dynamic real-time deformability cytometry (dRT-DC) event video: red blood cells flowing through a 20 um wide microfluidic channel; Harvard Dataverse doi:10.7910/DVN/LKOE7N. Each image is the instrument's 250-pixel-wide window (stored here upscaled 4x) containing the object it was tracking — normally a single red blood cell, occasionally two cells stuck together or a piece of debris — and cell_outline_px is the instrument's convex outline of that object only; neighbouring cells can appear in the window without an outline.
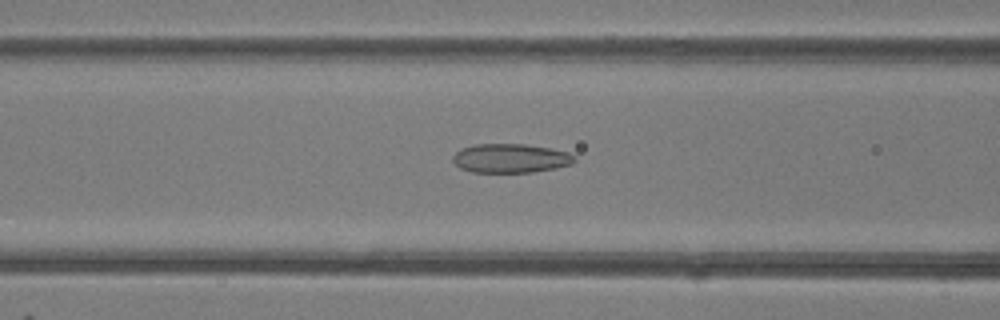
{"species": "common noctule bat (a hibernating species)", "species_latin": "Nyctalus noctula", "temperature_condition": "room temperature", "stored_images_in_passage": 37, "camera_frame_rate_fps": 3000, "um_per_image_px": 0.085, "animal": {"sex": "female"}, "frame": {"image": 1, "passage_image": 8, "time_ms": 2.333, "image_size_px": [1000, 320], "cell_outline_px": [[576, 160], [572, 164], [556, 168], [532, 172], [472, 172], [460, 168], [452, 160], [452, 156], [460, 148], [476, 144], [524, 144], [552, 148], [568, 152], [576, 156]], "centroid_in_image_um": [43.41, 13.45], "position_along_channel_um": 123.2, "area_um2": 20.75}}
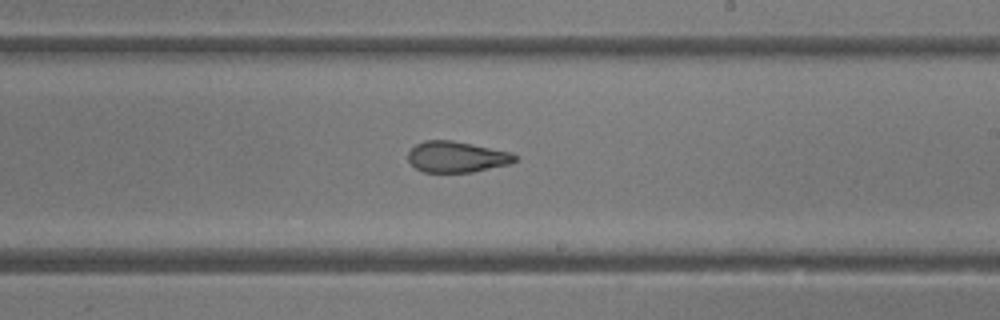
{"frame": {"image": 2, "passage_image": 17, "time_ms": 5.333, "image_size_px": [1000, 320], "cell_outline_px": [[516, 160], [508, 164], [472, 172], [424, 172], [416, 168], [408, 160], [408, 152], [416, 144], [424, 140], [452, 140], [512, 152], [516, 156]], "centroid_in_image_um": [38.8, 13.32], "position_along_channel_um": 250.2, "area_um2": 19.19}}
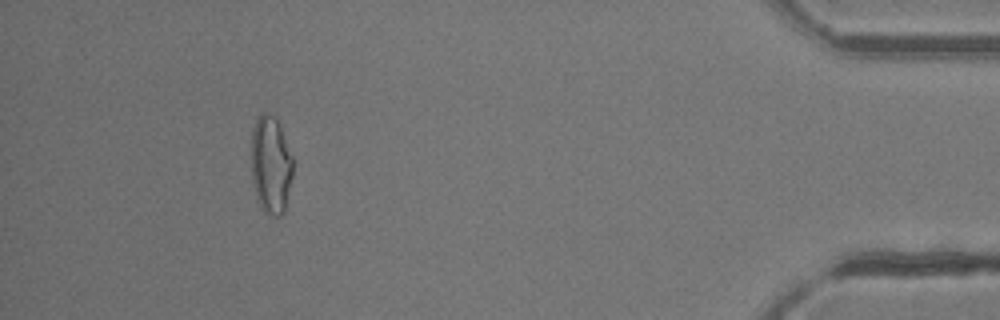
{"frame": {"image": 3, "passage_image": 33, "time_ms": 10.667, "image_size_px": [1000, 320], "cell_outline_px": [[292, 176], [284, 212], [280, 216], [272, 216], [264, 212], [256, 196], [252, 184], [252, 128], [260, 112], [268, 112], [276, 116], [292, 156]], "centroid_in_image_um": [23.01, 13.98], "position_along_channel_um": 412.2, "area_um2": 23.81}, "authors_computed_cell_mechanics": {"area_um2": 20.8658, "velocity_mm_per_s": 4.2341, "shape_relaxation_time_tau1_ms": null, "shape_relaxation_time_tau2_ms": 1.8651, "deformation_change_tau1": null, "deformation_change_tau2": 0.1006}}